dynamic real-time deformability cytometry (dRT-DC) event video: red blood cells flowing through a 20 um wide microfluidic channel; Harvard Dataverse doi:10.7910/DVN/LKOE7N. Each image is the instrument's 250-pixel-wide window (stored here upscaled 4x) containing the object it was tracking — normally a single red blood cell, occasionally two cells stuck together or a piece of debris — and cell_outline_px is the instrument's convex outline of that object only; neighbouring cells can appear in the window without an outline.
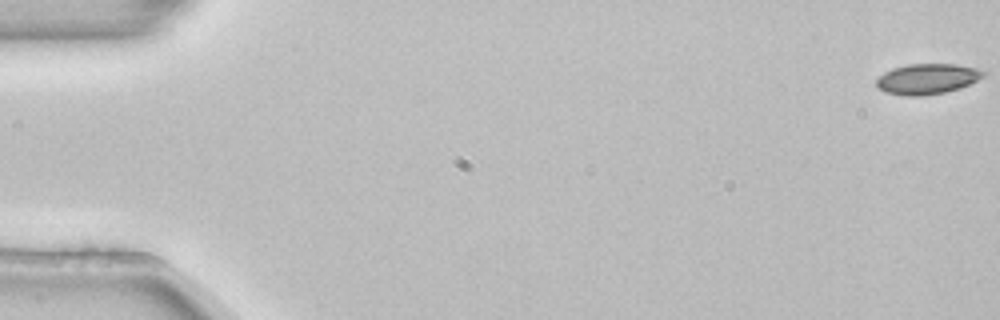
{"species": "common noctule bat (a hibernating species)", "species_latin": "Nyctalus noctula", "temperature_condition": "room temperature", "stored_images_in_passage": 5, "camera_frame_rate_fps": 3000, "um_per_image_px": 0.085, "animal": {"sex": "female", "body_mass_g": 22.7, "forearm_length_mm": 54.2}, "frame": {"image": 1, "passage_image": 1, "time_ms": 0.0, "image_size_px": [1000, 320], "cell_outline_px": [[984, 76], [960, 88], [944, 92], [920, 96], [908, 96], [884, 92], [876, 84], [876, 80], [884, 72], [892, 68], [908, 64], [956, 64], [976, 68], [984, 72]], "centroid_in_image_um": [78.78, 6.7], "position_along_channel_um": 6.2, "area_um2": 18.79}}
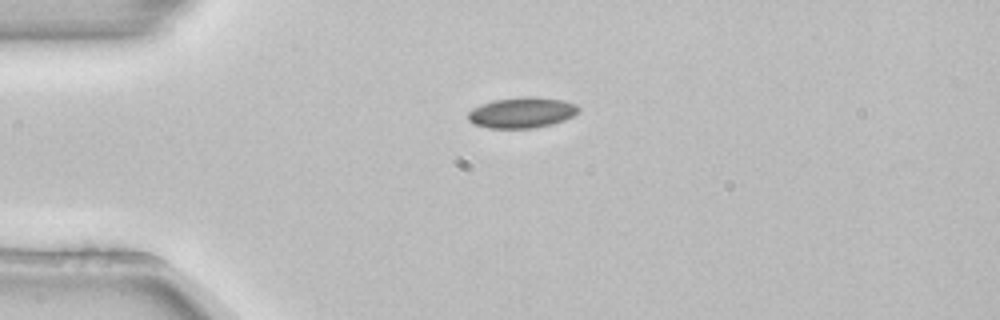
{"frame": {"image": 2, "passage_image": 4, "time_ms": 1.0, "image_size_px": [1000, 320], "cell_outline_px": [[580, 112], [564, 120], [552, 124], [532, 128], [488, 128], [472, 124], [468, 120], [468, 112], [472, 108], [480, 104], [492, 100], [520, 96], [536, 96], [564, 100], [576, 104], [580, 108]], "centroid_in_image_um": [44.35, 9.55], "position_along_channel_um": 40.6, "area_um2": 20.17}}
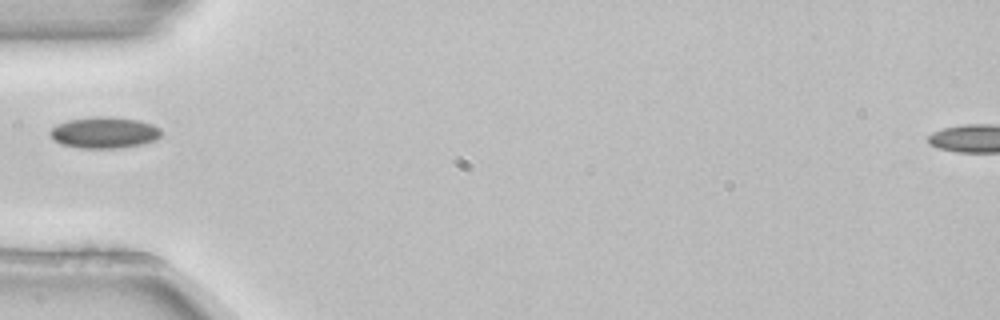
{"frame": {"image": 3, "passage_image": 5, "time_ms": 1.333, "image_size_px": [1000, 320], "cell_outline_px": [[160, 136], [156, 140], [144, 144], [120, 148], [80, 148], [60, 144], [48, 132], [56, 124], [68, 120], [96, 116], [108, 116], [136, 120], [152, 124], [160, 128]], "centroid_in_image_um": [8.86, 11.27], "position_along_channel_um": 76.1, "area_um2": 20.29}}